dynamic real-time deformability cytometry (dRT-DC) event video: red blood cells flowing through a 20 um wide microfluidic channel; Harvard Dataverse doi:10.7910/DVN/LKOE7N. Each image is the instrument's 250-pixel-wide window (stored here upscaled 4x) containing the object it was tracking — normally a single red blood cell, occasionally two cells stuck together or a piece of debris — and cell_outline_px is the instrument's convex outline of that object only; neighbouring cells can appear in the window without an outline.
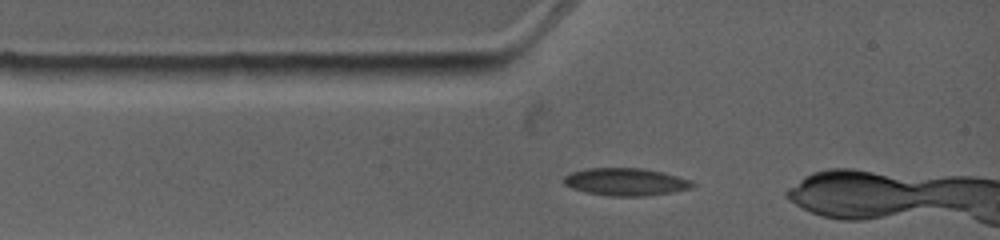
{"species": "common noctule bat (a hibernating species)", "species_latin": "Nyctalus noctula", "temperature_condition": "warm", "stored_images_in_passage": 4, "camera_frame_rate_fps": 4500, "um_per_image_px": 0.085, "animal": {"sex": "female", "body_mass_g": 19.0, "forearm_length_mm": 53.3}, "frame": {"image": 1, "passage_image": 1, "time_ms": 0.0, "image_size_px": [1000, 240], "cell_outline_px": [[696, 184], [692, 188], [672, 192], [644, 196], [612, 196], [584, 192], [572, 188], [564, 184], [560, 180], [564, 176], [572, 172], [588, 168], [640, 168], [664, 172], [688, 180]], "centroid_in_image_um": [53.14, 15.46], "position_along_channel_um": 31.9, "area_um2": 20.63}}